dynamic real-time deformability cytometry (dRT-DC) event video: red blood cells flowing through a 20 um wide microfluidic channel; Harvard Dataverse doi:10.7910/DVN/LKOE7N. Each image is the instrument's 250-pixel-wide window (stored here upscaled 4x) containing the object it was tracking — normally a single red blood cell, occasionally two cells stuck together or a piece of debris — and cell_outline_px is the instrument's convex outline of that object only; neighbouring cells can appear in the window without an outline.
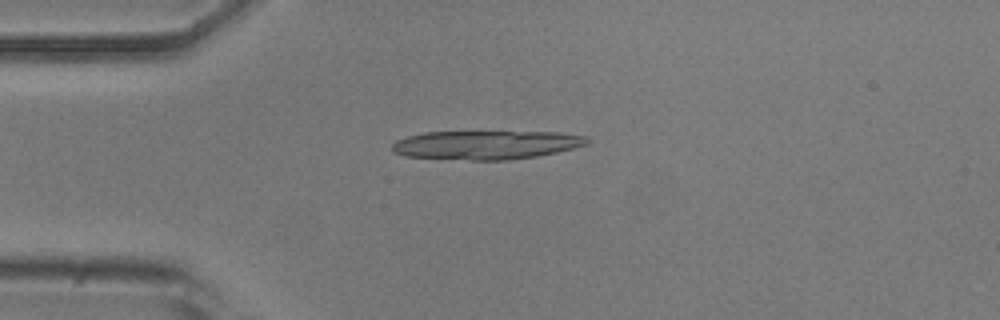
{"species": "common noctule bat (a hibernating species)", "species_latin": "Nyctalus noctula", "temperature_condition": "room temperature", "stored_images_in_passage": 7, "camera_frame_rate_fps": 3000, "um_per_image_px": 0.085, "animal": {"sex": "male", "body_mass_g": 20.5, "forearm_length_mm": 52.5}, "frame": {"image": 1, "passage_image": 2, "time_ms": 0.333, "image_size_px": [1000, 320], "cell_outline_px": [[592, 140], [588, 144], [556, 152], [536, 156], [508, 160], [472, 160], [404, 156], [392, 152], [392, 144], [396, 140], [408, 136], [424, 132], [560, 132], [588, 136]], "centroid_in_image_um": [41.34, 12.31], "position_along_channel_um": 43.7, "area_um2": 32.77}}